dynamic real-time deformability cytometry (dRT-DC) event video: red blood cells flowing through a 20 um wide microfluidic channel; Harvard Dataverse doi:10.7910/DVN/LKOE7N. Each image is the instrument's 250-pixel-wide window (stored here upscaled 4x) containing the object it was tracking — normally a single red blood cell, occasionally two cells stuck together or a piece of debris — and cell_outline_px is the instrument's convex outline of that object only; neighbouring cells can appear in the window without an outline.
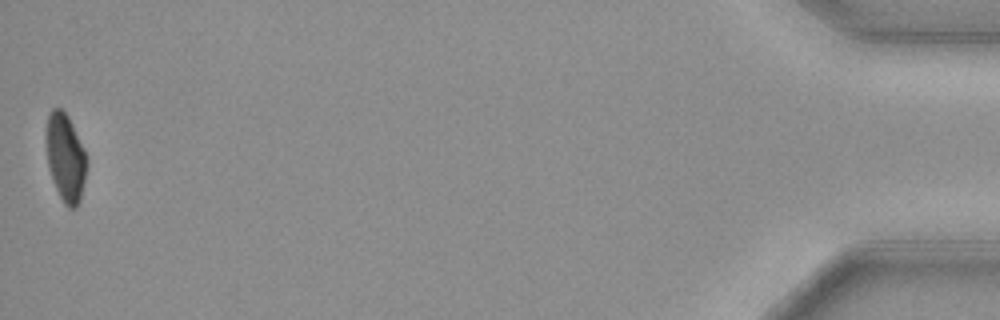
{"species": "common noctule bat (a hibernating species)", "species_latin": "Nyctalus noctula", "temperature_condition": "cold", "stored_images_in_passage": 49, "camera_frame_rate_fps": 3000, "um_per_image_px": 0.085, "animal": {"sex": "female", "body_mass_g": 29.2, "forearm_length_mm": 56.3}, "frame": {"image": 1, "passage_image": 49, "time_ms": 16.0, "image_size_px": [1000, 320], "cell_outline_px": [[88, 164], [80, 200], [76, 208], [68, 208], [64, 204], [52, 180], [48, 168], [44, 140], [44, 132], [48, 116], [52, 108], [60, 108], [68, 116], [72, 124], [88, 160]], "centroid_in_image_um": [5.53, 13.39], "position_along_channel_um": 429.7, "area_um2": 21.1}}